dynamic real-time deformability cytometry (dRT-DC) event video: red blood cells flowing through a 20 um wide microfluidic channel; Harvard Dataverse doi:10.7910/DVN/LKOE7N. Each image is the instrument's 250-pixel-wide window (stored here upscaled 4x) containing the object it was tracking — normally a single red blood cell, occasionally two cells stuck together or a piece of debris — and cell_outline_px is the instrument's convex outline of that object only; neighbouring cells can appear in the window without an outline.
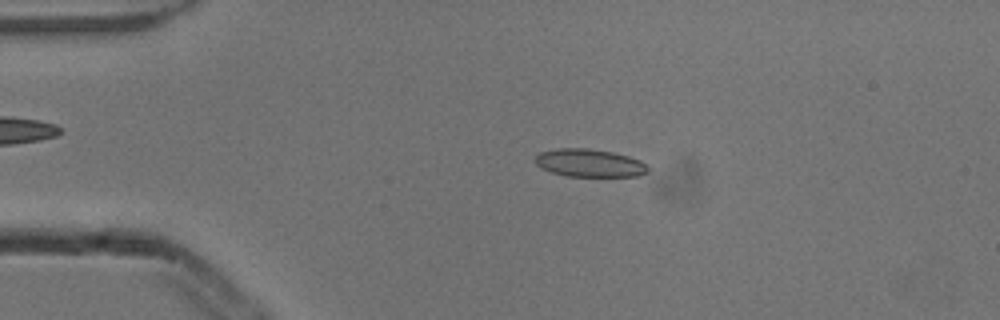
{"species": "common noctule bat (a hibernating species)", "species_latin": "Nyctalus noctula", "temperature_condition": "cold", "stored_images_in_passage": 4, "camera_frame_rate_fps": 3000, "um_per_image_px": 0.085, "animal": {"sex": "male", "body_mass_g": 13.3}, "frame": {"image": 1, "passage_image": 2, "time_ms": 0.333, "image_size_px": [1000, 320], "cell_outline_px": [[648, 172], [640, 176], [564, 176], [540, 168], [536, 164], [536, 156], [540, 152], [560, 148], [588, 148], [612, 152], [628, 156], [640, 160], [648, 168]], "centroid_in_image_um": [50.1, 13.86], "position_along_channel_um": 34.9, "area_um2": 18.26}}
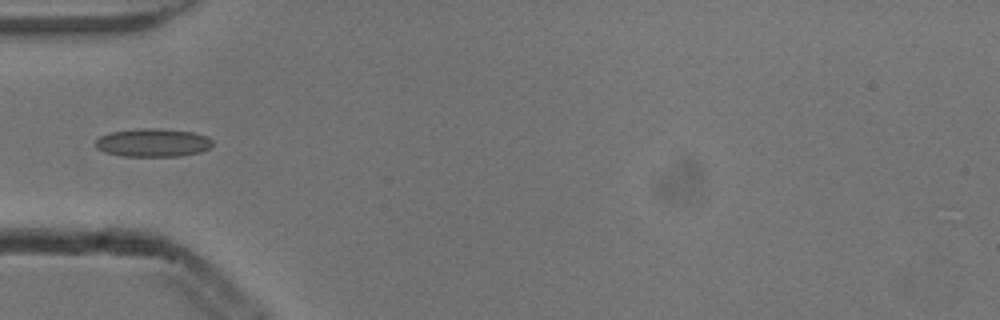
{"frame": {"image": 2, "passage_image": 4, "time_ms": 1.0, "image_size_px": [1000, 320], "cell_outline_px": [[212, 148], [200, 152], [180, 156], [120, 156], [104, 152], [96, 148], [96, 140], [100, 136], [112, 132], [140, 128], [160, 128], [192, 132], [204, 136], [212, 140]], "centroid_in_image_um": [12.99, 12.13], "position_along_channel_um": 72.0, "area_um2": 19.31}}